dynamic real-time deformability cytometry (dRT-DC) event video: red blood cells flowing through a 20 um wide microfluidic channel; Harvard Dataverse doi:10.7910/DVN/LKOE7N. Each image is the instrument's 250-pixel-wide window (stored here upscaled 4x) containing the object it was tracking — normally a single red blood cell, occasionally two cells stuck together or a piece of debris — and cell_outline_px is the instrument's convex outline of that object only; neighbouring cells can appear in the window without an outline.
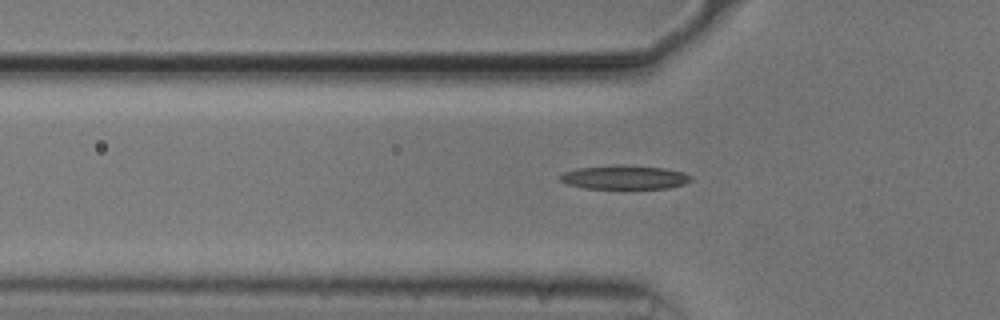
{"species": "common noctule bat (a hibernating species)", "species_latin": "Nyctalus noctula", "temperature_condition": "cold", "stored_images_in_passage": 41, "camera_frame_rate_fps": 3000, "um_per_image_px": 0.085, "animal": {"sex": "male", "body_mass_g": 20.5, "forearm_length_mm": 52.5}, "frame": {"image": 1, "passage_image": 11, "time_ms": 3.333, "image_size_px": [1000, 320], "cell_outline_px": [[692, 180], [684, 184], [668, 188], [584, 188], [568, 184], [560, 180], [560, 176], [564, 172], [576, 168], [664, 168], [684, 172], [692, 176]], "centroid_in_image_um": [53.13, 15.12], "position_along_channel_um": 72.7, "area_um2": 16.94}}
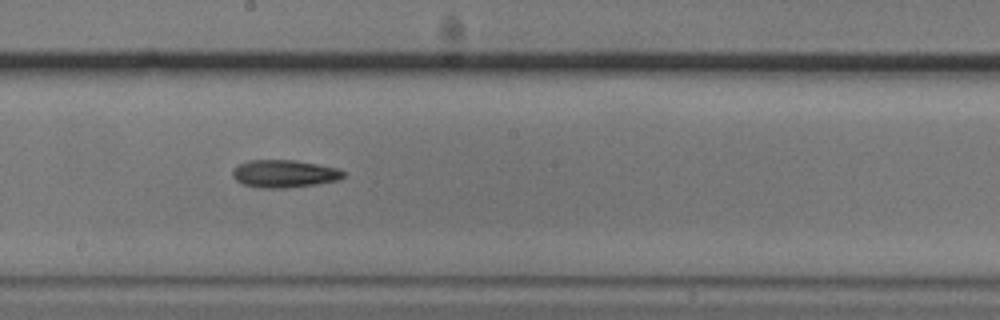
{"frame": {"image": 2, "passage_image": 23, "time_ms": 7.333, "image_size_px": [1000, 320], "cell_outline_px": [[344, 176], [336, 180], [316, 184], [284, 188], [260, 188], [244, 184], [236, 180], [232, 176], [232, 172], [240, 164], [248, 160], [296, 160], [336, 168], [344, 172]], "centroid_in_image_um": [24.13, 14.76], "position_along_channel_um": 224.1, "area_um2": 17.57}}
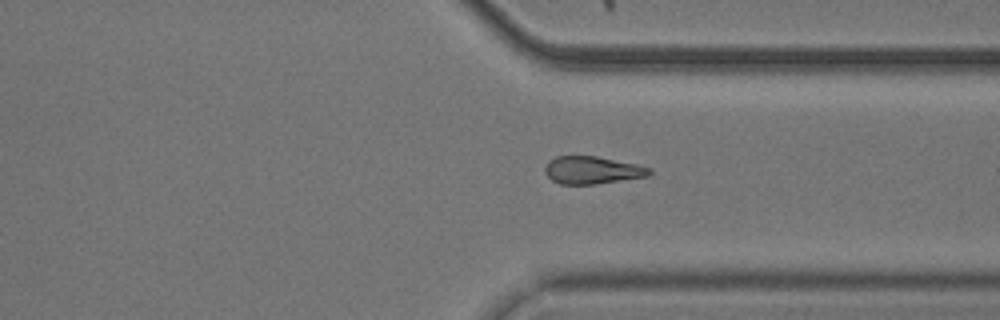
{"frame": {"image": 3, "passage_image": 34, "time_ms": 11.0, "image_size_px": [1000, 320], "cell_outline_px": [[652, 172], [648, 176], [596, 184], [560, 184], [552, 180], [544, 172], [544, 168], [548, 160], [556, 156], [596, 156], [636, 164], [652, 168]], "centroid_in_image_um": [50.32, 14.46], "position_along_channel_um": 361.1, "area_um2": 16.82}, "authors_computed_cell_mechanics": {"area_um2": 17.34, "velocity_mm_per_s": 3.7499, "shape_relaxation_time_tau1_ms": 2.3832, "shape_relaxation_time_tau2_ms": null, "deformation_change_tau1": 0.1309, "deformation_change_tau2": null}}